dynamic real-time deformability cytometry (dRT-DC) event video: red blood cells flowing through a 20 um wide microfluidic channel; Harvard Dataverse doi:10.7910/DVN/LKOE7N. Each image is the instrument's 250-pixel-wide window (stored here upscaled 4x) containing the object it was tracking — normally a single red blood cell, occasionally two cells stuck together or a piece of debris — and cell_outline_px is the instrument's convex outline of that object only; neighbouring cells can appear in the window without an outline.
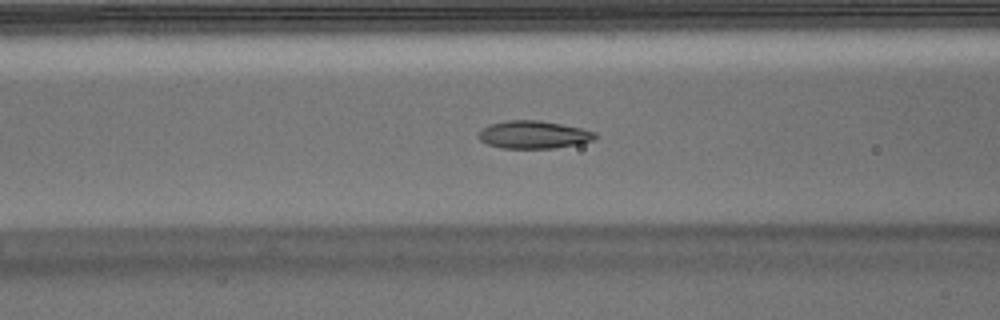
{"species": "Egyptian fruit bat (a non-hibernating species)", "species_latin": "Rousettus aegyptiacus", "temperature_condition": "warm", "stored_images_in_passage": 54, "segment_of_instrument_passage": [1, 2], "camera_frame_rate_fps": 3000, "um_per_image_px": 0.085, "animal": {"sex": "male"}, "frame": {"image": 1, "passage_image": 21, "time_ms": 6.667, "image_size_px": [1000, 320], "cell_outline_px": [[596, 140], [580, 144], [556, 148], [500, 148], [488, 144], [480, 140], [476, 136], [480, 128], [488, 124], [508, 120], [540, 120], [584, 128], [596, 132]], "centroid_in_image_um": [45.36, 11.44], "position_along_channel_um": 121.2, "area_um2": 19.31}}
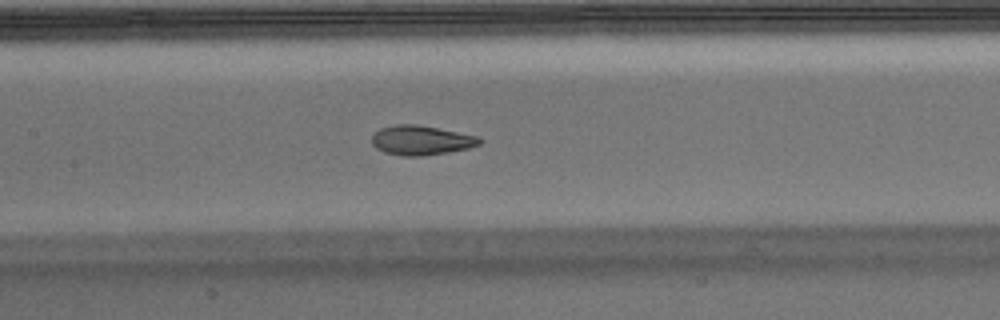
{"frame": {"image": 2, "passage_image": 25, "time_ms": 8.0, "image_size_px": [1000, 320], "cell_outline_px": [[484, 140], [480, 144], [468, 148], [448, 152], [420, 156], [400, 156], [384, 152], [376, 148], [372, 144], [372, 136], [380, 128], [396, 124], [416, 124], [480, 136]], "centroid_in_image_um": [35.81, 11.92], "position_along_channel_um": 171.6, "area_um2": 18.61}}